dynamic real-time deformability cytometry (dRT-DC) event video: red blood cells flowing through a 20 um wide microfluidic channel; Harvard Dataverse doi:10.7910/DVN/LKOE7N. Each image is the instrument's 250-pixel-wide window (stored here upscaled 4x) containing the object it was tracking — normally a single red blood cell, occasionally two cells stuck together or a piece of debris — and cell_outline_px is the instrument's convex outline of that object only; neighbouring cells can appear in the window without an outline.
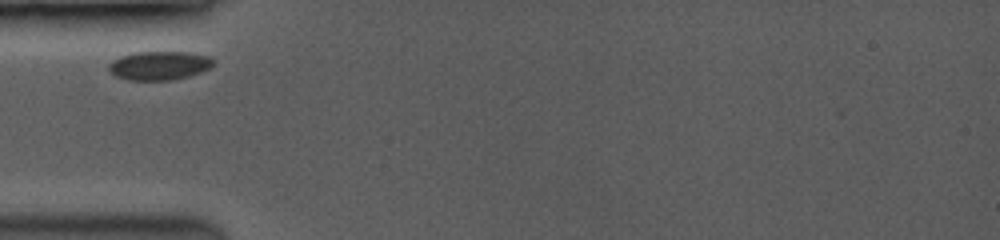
{"species": "common noctule bat (a hibernating species)", "species_latin": "Nyctalus noctula", "temperature_condition": "room temperature", "stored_images_in_passage": 23, "camera_frame_rate_fps": 3500, "um_per_image_px": 0.085, "animal": {"sex": "female", "body_mass_g": 19.0, "forearm_length_mm": 53.3}, "frame": {"image": 1, "passage_image": 1, "time_ms": 0.0, "image_size_px": [1000, 240], "cell_outline_px": [[216, 60], [208, 68], [200, 72], [188, 76], [168, 80], [128, 80], [116, 76], [108, 68], [108, 64], [112, 60], [120, 56], [132, 52], [188, 52], [208, 56]], "centroid_in_image_um": [13.51, 5.56], "position_along_channel_um": 71.5, "area_um2": 17.46}}
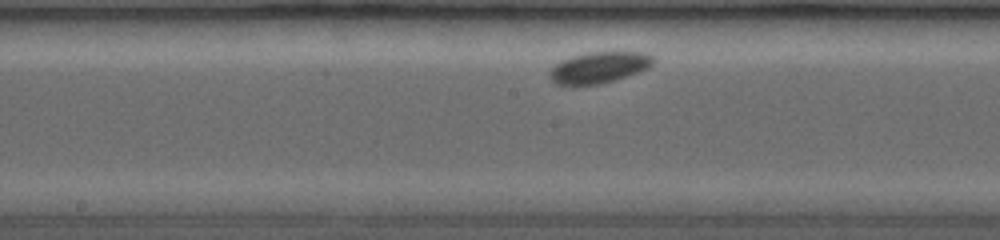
{"frame": {"image": 2, "passage_image": 10, "time_ms": 3.429, "image_size_px": [1000, 240], "cell_outline_px": [[656, 60], [648, 68], [640, 72], [600, 84], [560, 84], [552, 80], [548, 76], [548, 72], [560, 60], [572, 56], [588, 52], [648, 52], [656, 56]], "centroid_in_image_um": [50.98, 5.71], "position_along_channel_um": 197.2, "area_um2": 18.9}}
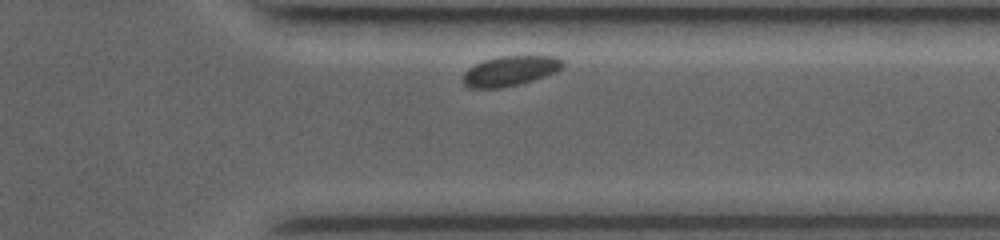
{"frame": {"image": 3, "passage_image": 22, "time_ms": 8.0, "image_size_px": [1000, 240], "cell_outline_px": [[564, 64], [560, 68], [544, 76], [516, 84], [500, 88], [468, 88], [464, 84], [464, 72], [468, 68], [484, 60], [500, 56], [556, 56], [564, 60]], "centroid_in_image_um": [43.33, 6.01], "position_along_channel_um": 368.1, "area_um2": 17.05}}